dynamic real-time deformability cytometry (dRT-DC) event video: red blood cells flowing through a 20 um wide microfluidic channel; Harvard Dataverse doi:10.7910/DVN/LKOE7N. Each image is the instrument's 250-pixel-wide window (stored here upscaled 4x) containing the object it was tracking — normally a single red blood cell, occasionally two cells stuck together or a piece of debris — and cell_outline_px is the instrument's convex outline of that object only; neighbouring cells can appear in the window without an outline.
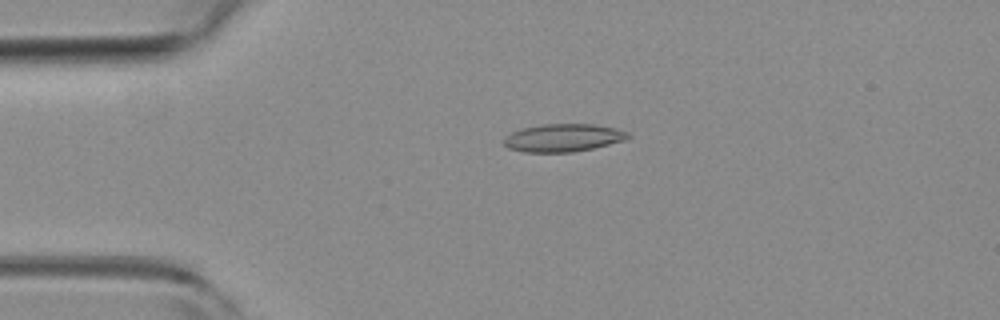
{"species": "common noctule bat (a hibernating species)", "species_latin": "Nyctalus noctula", "temperature_condition": "room temperature", "stored_images_in_passage": 4, "camera_frame_rate_fps": 3000, "um_per_image_px": 0.085, "animal": {"sex": "female", "body_mass_g": 19.3, "forearm_length_mm": 54.1}, "frame": {"image": 1, "passage_image": 3, "time_ms": 0.667, "image_size_px": [1000, 320], "cell_outline_px": [[632, 136], [624, 140], [592, 148], [572, 152], [524, 152], [508, 148], [504, 144], [504, 136], [520, 128], [544, 124], [596, 124], [616, 128], [628, 132]], "centroid_in_image_um": [47.86, 11.7], "position_along_channel_um": 37.1, "area_um2": 20.17}}